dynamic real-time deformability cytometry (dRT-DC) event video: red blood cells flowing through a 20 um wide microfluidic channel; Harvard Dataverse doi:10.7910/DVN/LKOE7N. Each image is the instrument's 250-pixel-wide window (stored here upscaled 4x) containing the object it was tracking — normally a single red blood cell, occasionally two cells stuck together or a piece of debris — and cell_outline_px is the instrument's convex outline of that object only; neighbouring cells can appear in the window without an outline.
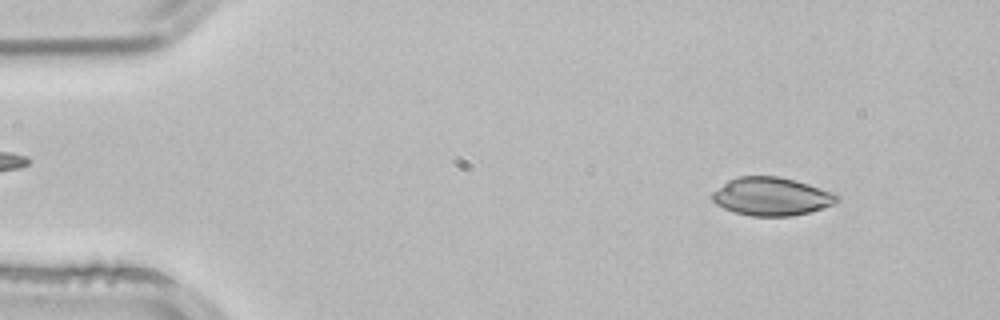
{"species": "common noctule bat (a hibernating species)", "species_latin": "Nyctalus noctula", "temperature_condition": "room temperature", "stored_images_in_passage": 3, "camera_frame_rate_fps": 3000, "um_per_image_px": 0.085, "animal": {"sex": "male", "body_mass_g": 21.5, "forearm_length_mm": 52.0}, "frame": {"image": 1, "passage_image": 1, "time_ms": 0.0, "image_size_px": [1000, 320], "cell_outline_px": [[840, 200], [836, 204], [824, 208], [792, 216], [752, 216], [736, 212], [724, 208], [716, 204], [712, 200], [712, 192], [728, 180], [736, 176], [780, 176], [836, 192], [840, 196]], "centroid_in_image_um": [65.62, 16.69], "position_along_channel_um": 19.4, "area_um2": 28.03}}
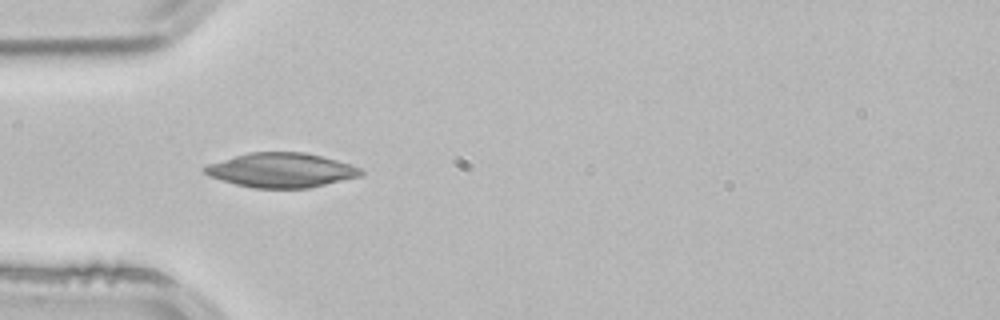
{"frame": {"image": 2, "passage_image": 3, "time_ms": 0.667, "image_size_px": [1000, 320], "cell_outline_px": [[364, 172], [360, 176], [308, 188], [252, 188], [220, 180], [208, 176], [204, 172], [204, 168], [208, 164], [248, 152], [304, 152], [336, 160], [360, 168]], "centroid_in_image_um": [23.88, 14.47], "position_along_channel_um": 61.1, "area_um2": 31.1}}